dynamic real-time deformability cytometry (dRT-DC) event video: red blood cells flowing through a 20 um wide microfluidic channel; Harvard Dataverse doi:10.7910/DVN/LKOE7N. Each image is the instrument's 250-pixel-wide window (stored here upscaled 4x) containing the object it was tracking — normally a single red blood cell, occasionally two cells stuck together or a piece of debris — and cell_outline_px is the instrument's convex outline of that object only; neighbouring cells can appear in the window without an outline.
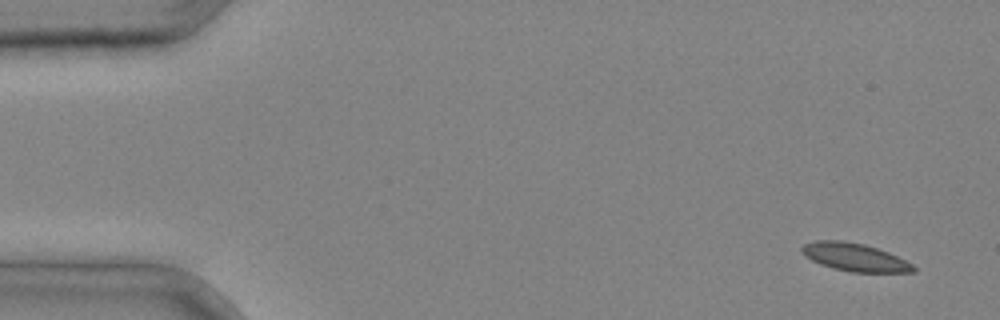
{"species": "common noctule bat (a hibernating species)", "species_latin": "Nyctalus noctula", "temperature_condition": "cold", "stored_images_in_passage": 4, "camera_frame_rate_fps": 3000, "um_per_image_px": 0.085, "animal": {"sex": "male", "body_mass_g": 20.4}, "frame": {"image": 1, "passage_image": 1, "time_ms": 0.0, "image_size_px": [1000, 320], "cell_outline_px": [[916, 272], [852, 272], [832, 268], [820, 264], [804, 256], [800, 248], [804, 244], [816, 240], [840, 240], [864, 244], [888, 252], [912, 264], [916, 268]], "centroid_in_image_um": [72.62, 21.86], "position_along_channel_um": 12.4, "area_um2": 18.09}}
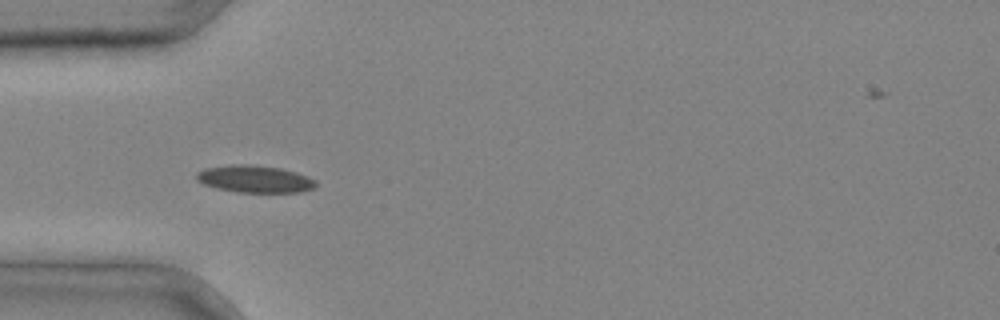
{"frame": {"image": 2, "passage_image": 3, "time_ms": 0.667, "image_size_px": [1000, 320], "cell_outline_px": [[316, 188], [300, 192], [236, 192], [216, 188], [204, 184], [196, 180], [196, 172], [204, 168], [232, 164], [244, 164], [280, 168], [296, 172], [308, 176], [316, 180]], "centroid_in_image_um": [21.65, 15.21], "position_along_channel_um": 63.3, "area_um2": 19.02}}